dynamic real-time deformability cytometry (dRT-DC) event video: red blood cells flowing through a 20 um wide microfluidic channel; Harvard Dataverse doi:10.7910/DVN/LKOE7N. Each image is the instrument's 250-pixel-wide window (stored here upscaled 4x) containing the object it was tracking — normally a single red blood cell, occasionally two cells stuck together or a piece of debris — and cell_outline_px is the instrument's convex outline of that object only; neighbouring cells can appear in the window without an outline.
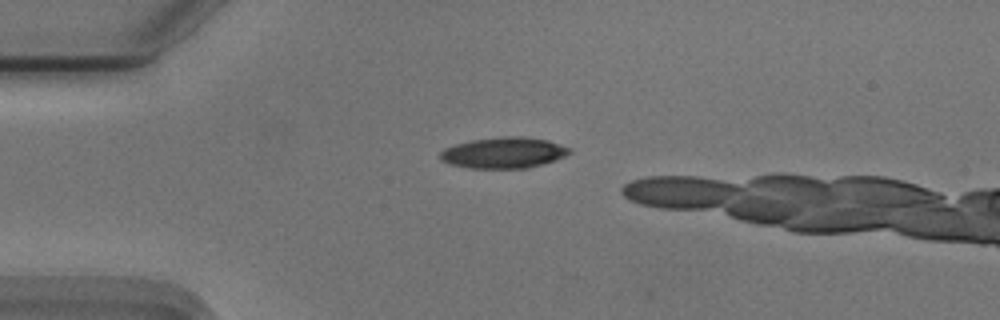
{"species": "Egyptian fruit bat (a non-hibernating species)", "species_latin": "Rousettus aegyptiacus", "temperature_condition": "cold", "stored_images_in_passage": 8, "camera_frame_rate_fps": 3000, "um_per_image_px": 0.085, "animal": {"sex": "male"}, "frame": {"image": 1, "passage_image": 1, "time_ms": 0.0, "image_size_px": [1000, 320], "cell_outline_px": [[572, 152], [556, 160], [528, 168], [468, 168], [452, 164], [440, 160], [440, 152], [444, 148], [456, 144], [472, 140], [500, 136], [524, 136], [548, 140], [572, 148]], "centroid_in_image_um": [42.84, 12.97], "position_along_channel_um": 42.2, "area_um2": 23.47}}
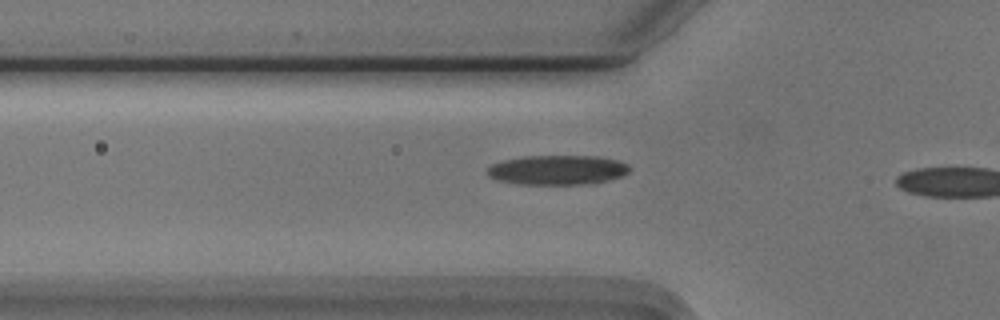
{"frame": {"image": 2, "passage_image": 6, "time_ms": 1.667, "image_size_px": [1000, 320], "cell_outline_px": [[632, 168], [628, 172], [620, 176], [596, 184], [516, 184], [496, 180], [488, 176], [488, 168], [492, 164], [504, 160], [524, 156], [600, 156], [620, 160], [628, 164]], "centroid_in_image_um": [47.42, 14.45], "position_along_channel_um": 78.4, "area_um2": 24.8}}